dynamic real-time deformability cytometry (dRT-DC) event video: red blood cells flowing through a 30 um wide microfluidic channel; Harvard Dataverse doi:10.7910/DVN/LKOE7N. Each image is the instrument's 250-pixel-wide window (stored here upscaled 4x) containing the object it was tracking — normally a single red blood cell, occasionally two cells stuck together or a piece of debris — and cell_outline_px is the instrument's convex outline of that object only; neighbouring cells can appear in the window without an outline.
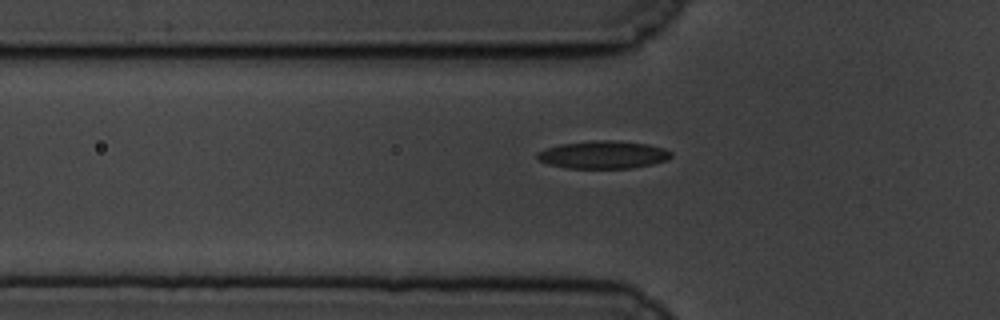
{"species": "common noctule bat (a hibernating species)", "species_latin": "Nyctalus noctula", "temperature_condition": "cold", "stored_images_in_passage": 43, "camera_frame_rate_fps": 3000, "um_per_image_px": 0.085, "animal": {"sex": "male", "body_mass_g": 19.5, "forearm_length_mm": 54.6}, "frame": {"image": 1, "passage_image": 8, "time_ms": 2.333, "image_size_px": [1000, 320], "cell_outline_px": [[672, 156], [668, 160], [652, 164], [632, 168], [564, 168], [548, 164], [540, 160], [536, 156], [536, 152], [560, 144], [592, 140], [612, 140], [648, 144], [664, 148], [672, 152]], "centroid_in_image_um": [51.29, 13.15], "position_along_channel_um": 74.5, "area_um2": 21.73}}
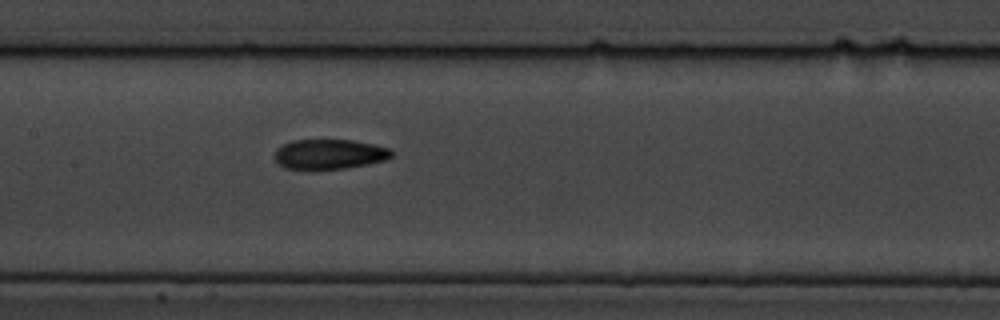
{"frame": {"image": 2, "passage_image": 17, "time_ms": 5.333, "image_size_px": [1000, 320], "cell_outline_px": [[392, 156], [384, 160], [344, 168], [312, 172], [284, 168], [276, 160], [276, 148], [292, 140], [352, 140], [372, 144], [388, 148], [392, 152]], "centroid_in_image_um": [27.93, 13.14], "position_along_channel_um": 179.5, "area_um2": 20.63}}
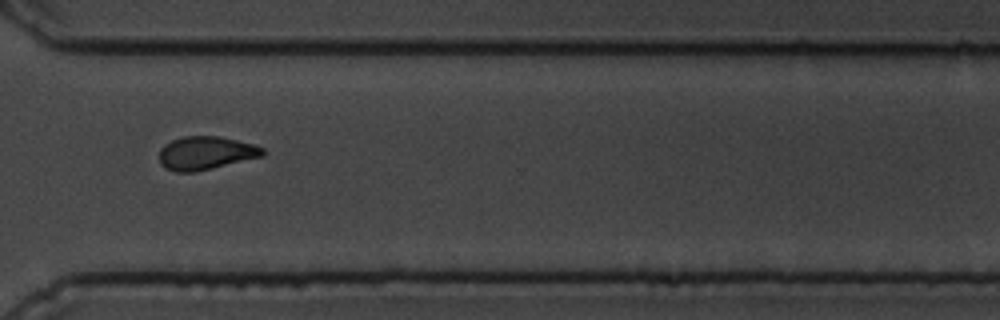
{"frame": {"image": 3, "passage_image": 32, "time_ms": 10.333, "image_size_px": [1000, 320], "cell_outline_px": [[264, 156], [196, 172], [176, 172], [164, 168], [160, 164], [160, 148], [164, 144], [172, 140], [184, 136], [220, 136], [252, 144], [264, 148]], "centroid_in_image_um": [17.47, 13.01], "position_along_channel_um": 353.1, "area_um2": 20.17}}